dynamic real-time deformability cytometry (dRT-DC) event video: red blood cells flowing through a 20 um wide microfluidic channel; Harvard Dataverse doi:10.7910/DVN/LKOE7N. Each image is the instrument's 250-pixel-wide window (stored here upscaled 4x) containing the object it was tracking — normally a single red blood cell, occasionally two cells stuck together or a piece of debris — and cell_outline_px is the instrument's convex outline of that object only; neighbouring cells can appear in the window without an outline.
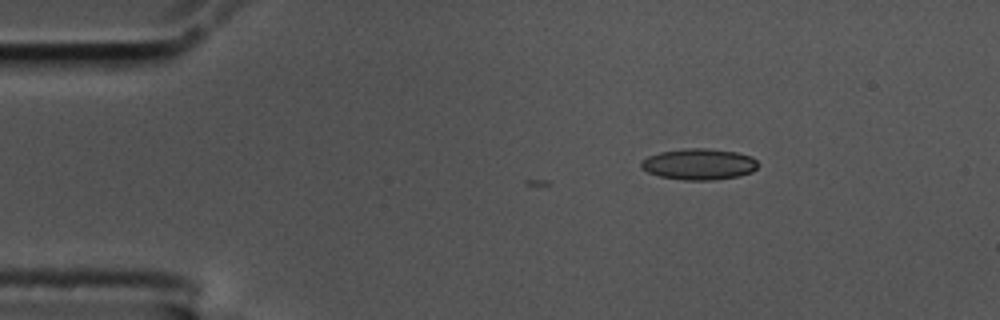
{"species": "common noctule bat (a hibernating species)", "species_latin": "Nyctalus noctula", "temperature_condition": "cold", "stored_images_in_passage": 2, "camera_frame_rate_fps": 3000, "um_per_image_px": 0.085, "animal": {"sex": "male", "body_mass_g": 17.5, "forearm_length_mm": 52.3}, "frame": {"image": 1, "passage_image": 2, "time_ms": 0.333, "image_size_px": [1000, 320], "cell_outline_px": [[760, 164], [752, 172], [740, 176], [712, 180], [684, 180], [660, 176], [648, 172], [640, 168], [640, 160], [648, 156], [660, 152], [688, 148], [708, 148], [736, 152], [752, 156]], "centroid_in_image_um": [59.42, 13.95], "position_along_channel_um": 25.6, "area_um2": 21.39}}